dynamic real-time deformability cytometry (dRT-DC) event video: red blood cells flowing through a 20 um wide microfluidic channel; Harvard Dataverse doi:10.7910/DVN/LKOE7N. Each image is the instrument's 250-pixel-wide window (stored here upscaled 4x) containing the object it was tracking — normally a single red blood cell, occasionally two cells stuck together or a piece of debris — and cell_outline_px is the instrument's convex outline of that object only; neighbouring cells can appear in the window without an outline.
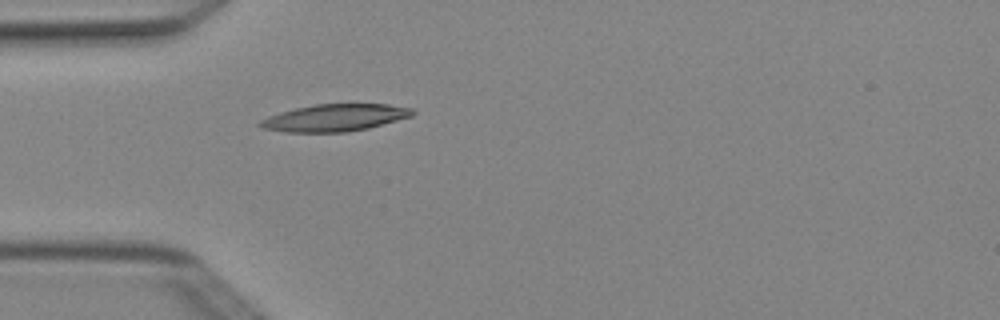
{"species": "Egyptian fruit bat (a non-hibernating species)", "species_latin": "Rousettus aegyptiacus", "temperature_condition": "cold", "stored_images_in_passage": 1, "camera_frame_rate_fps": 3000, "um_per_image_px": 0.085, "animal": {"sex": "female"}, "frame": {"image": 1, "passage_image": 1, "time_ms": 0.0, "image_size_px": [1000, 320], "cell_outline_px": [[416, 112], [412, 116], [368, 128], [344, 132], [284, 132], [260, 128], [256, 124], [260, 120], [268, 116], [280, 112], [296, 108], [316, 104], [388, 104], [412, 108]], "centroid_in_image_um": [28.43, 10.01], "position_along_channel_um": 56.6, "area_um2": 24.1}}